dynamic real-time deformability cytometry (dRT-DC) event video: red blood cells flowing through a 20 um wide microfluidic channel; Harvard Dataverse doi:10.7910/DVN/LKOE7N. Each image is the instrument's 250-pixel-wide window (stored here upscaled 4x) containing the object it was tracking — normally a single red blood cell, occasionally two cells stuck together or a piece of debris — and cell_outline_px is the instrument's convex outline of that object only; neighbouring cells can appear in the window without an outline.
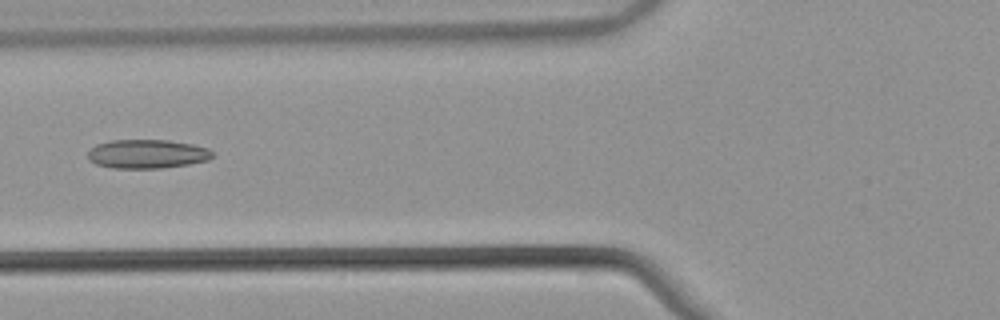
{"species": "common noctule bat (a hibernating species)", "species_latin": "Nyctalus noctula", "temperature_condition": "warm", "stored_images_in_passage": 54, "camera_frame_rate_fps": 3000, "um_per_image_px": 0.085, "animal": {"sex": "male", "body_mass_g": 21.5, "forearm_length_mm": 52.0}, "frame": {"image": 1, "passage_image": 22, "time_ms": 7.0, "image_size_px": [1000, 320], "cell_outline_px": [[212, 156], [208, 160], [188, 164], [160, 168], [112, 168], [96, 164], [88, 160], [88, 152], [96, 144], [112, 140], [168, 140], [192, 144], [208, 148], [212, 152]], "centroid_in_image_um": [12.48, 13.08], "position_along_channel_um": 113.3, "area_um2": 20.92}}
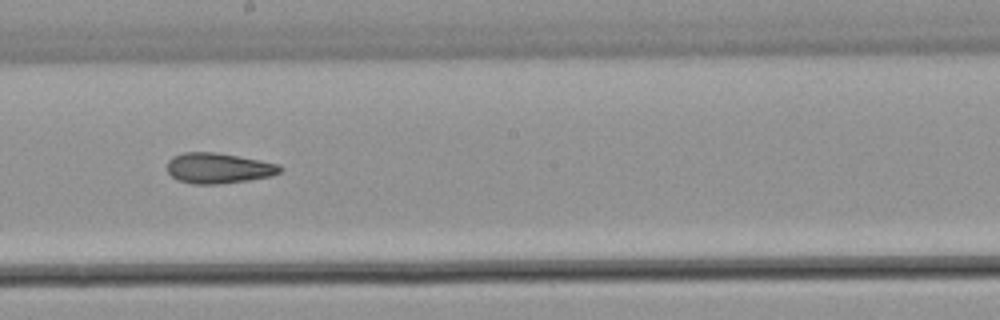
{"frame": {"image": 2, "passage_image": 31, "time_ms": 10.0, "image_size_px": [1000, 320], "cell_outline_px": [[284, 168], [280, 172], [272, 176], [248, 180], [216, 184], [192, 184], [176, 180], [168, 172], [168, 160], [172, 156], [184, 152], [216, 152], [260, 160], [280, 164]], "centroid_in_image_um": [18.57, 14.29], "position_along_channel_um": 229.6, "area_um2": 20.17}}
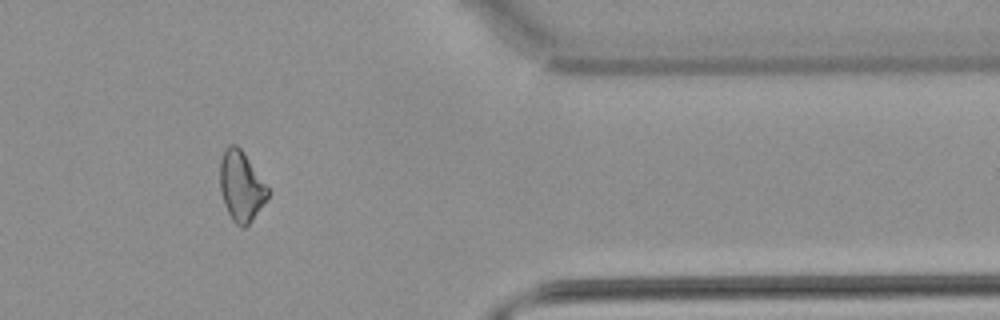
{"frame": {"image": 3, "passage_image": 45, "time_ms": 14.667, "image_size_px": [1000, 320], "cell_outline_px": [[268, 196], [252, 220], [244, 228], [240, 228], [232, 220], [224, 204], [220, 192], [220, 160], [224, 148], [228, 144], [236, 144], [244, 152], [268, 188]], "centroid_in_image_um": [20.46, 15.81], "position_along_channel_um": 390.9, "area_um2": 19.48}, "authors_computed_cell_mechanics": {"area_um2": 20.6057, "velocity_mm_per_s": 3.8779, "shape_relaxation_time_tau1_ms": null, "shape_relaxation_time_tau2_ms": 4.9259, "deformation_change_tau1": null, "deformation_change_tau2": 0.1231}}